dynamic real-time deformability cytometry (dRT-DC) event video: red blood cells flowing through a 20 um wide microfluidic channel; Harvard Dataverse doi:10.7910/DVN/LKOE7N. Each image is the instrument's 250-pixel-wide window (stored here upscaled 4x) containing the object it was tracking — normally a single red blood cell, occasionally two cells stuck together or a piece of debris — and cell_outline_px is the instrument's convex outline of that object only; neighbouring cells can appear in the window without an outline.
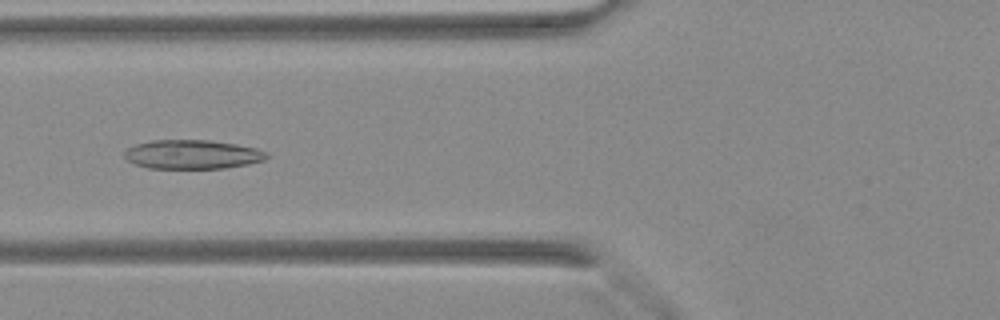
{"species": "Egyptian fruit bat (a non-hibernating species)", "species_latin": "Rousettus aegyptiacus", "temperature_condition": "warm", "stored_images_in_passage": 30, "camera_frame_rate_fps": 3000, "um_per_image_px": 0.085, "animal": {"sex": "female"}, "frame": {"image": 1, "passage_image": 5, "time_ms": 1.333, "image_size_px": [1000, 320], "cell_outline_px": [[268, 156], [264, 160], [248, 164], [224, 168], [148, 168], [136, 164], [128, 160], [124, 156], [124, 152], [128, 148], [136, 144], [152, 140], [208, 140], [236, 144], [256, 148], [268, 152]], "centroid_in_image_um": [16.36, 13.12], "position_along_channel_um": 109.4, "area_um2": 23.99}}
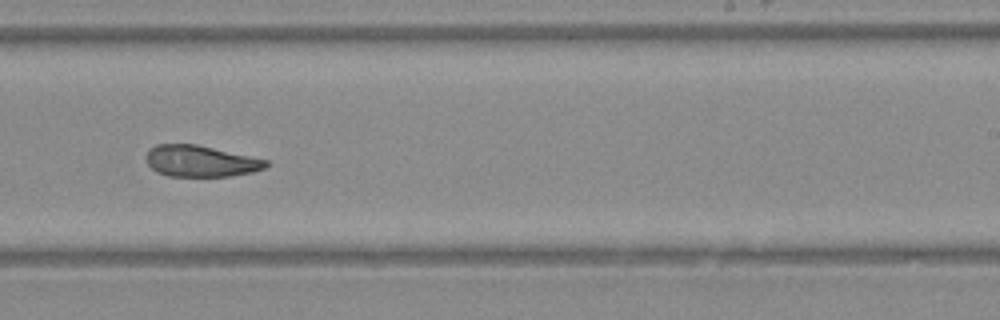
{"frame": {"image": 2, "passage_image": 15, "time_ms": 4.667, "image_size_px": [1000, 320], "cell_outline_px": [[268, 164], [264, 168], [252, 172], [228, 176], [168, 176], [156, 172], [144, 160], [144, 156], [148, 148], [156, 144], [196, 144], [268, 160]], "centroid_in_image_um": [16.98, 13.69], "position_along_channel_um": 272.0, "area_um2": 21.96}}
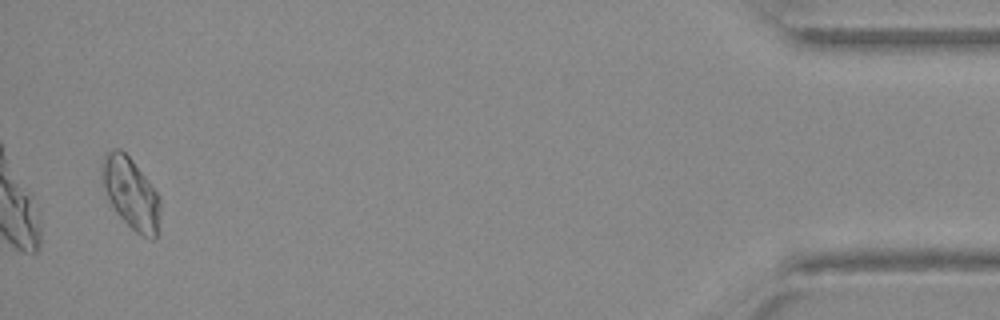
{"frame": {"image": 3, "passage_image": 29, "time_ms": 9.333, "image_size_px": [1000, 320], "cell_outline_px": [[160, 208], [156, 236], [152, 240], [136, 232], [116, 212], [104, 188], [100, 172], [100, 164], [104, 156], [108, 152], [116, 148], [120, 148], [132, 160], [160, 196]], "centroid_in_image_um": [11.11, 16.4], "position_along_channel_um": 424.1, "area_um2": 23.81}}